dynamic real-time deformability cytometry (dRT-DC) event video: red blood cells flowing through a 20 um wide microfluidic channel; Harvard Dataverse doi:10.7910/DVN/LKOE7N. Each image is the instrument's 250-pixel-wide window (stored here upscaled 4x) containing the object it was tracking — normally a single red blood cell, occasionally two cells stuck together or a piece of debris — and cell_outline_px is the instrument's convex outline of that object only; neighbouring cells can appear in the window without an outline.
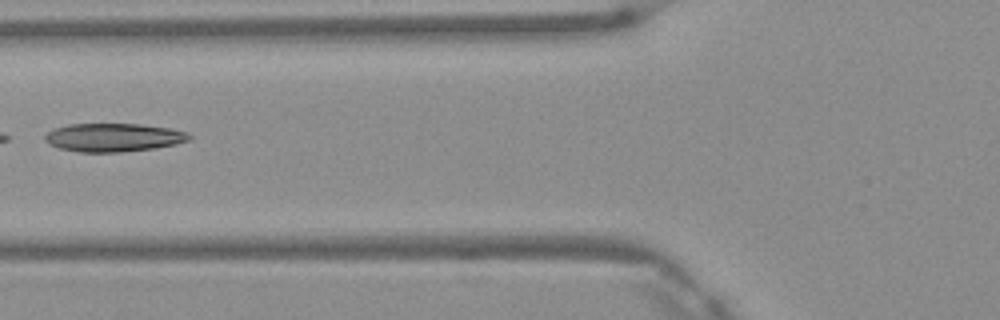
{"species": "Egyptian fruit bat (a non-hibernating species)", "species_latin": "Rousettus aegyptiacus", "temperature_condition": "warm", "stored_images_in_passage": 4, "camera_frame_rate_fps": 3000, "um_per_image_px": 0.085, "frame": {"image": 1, "passage_image": 3, "time_ms": 0.667, "image_size_px": [1000, 320], "cell_outline_px": [[192, 136], [188, 140], [176, 144], [152, 148], [120, 152], [80, 152], [60, 148], [48, 144], [44, 140], [44, 136], [48, 132], [56, 128], [68, 124], [140, 124], [168, 128], [188, 132]], "centroid_in_image_um": [9.63, 11.68], "position_along_channel_um": 116.2, "area_um2": 23.7}}
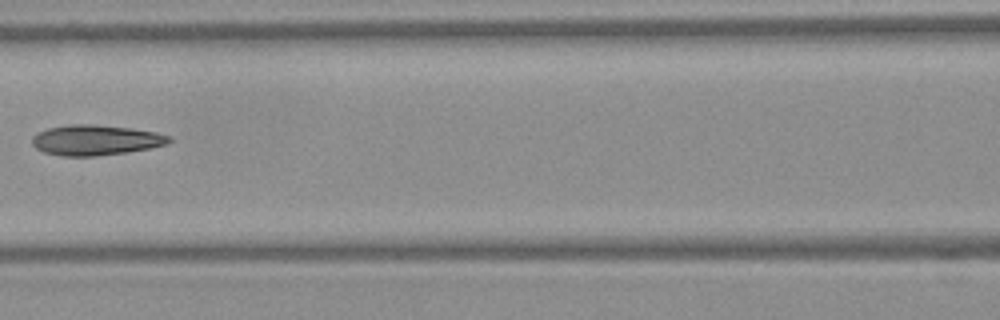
{"frame": {"image": 2, "passage_image": 4, "time_ms": 1.0, "image_size_px": [1000, 320], "cell_outline_px": [[172, 140], [168, 144], [128, 152], [96, 156], [64, 156], [44, 152], [36, 148], [32, 144], [32, 136], [48, 128], [68, 124], [92, 124], [132, 128], [156, 132], [172, 136]], "centroid_in_image_um": [8.15, 11.9], "position_along_channel_um": 158.4, "area_um2": 24.28}}